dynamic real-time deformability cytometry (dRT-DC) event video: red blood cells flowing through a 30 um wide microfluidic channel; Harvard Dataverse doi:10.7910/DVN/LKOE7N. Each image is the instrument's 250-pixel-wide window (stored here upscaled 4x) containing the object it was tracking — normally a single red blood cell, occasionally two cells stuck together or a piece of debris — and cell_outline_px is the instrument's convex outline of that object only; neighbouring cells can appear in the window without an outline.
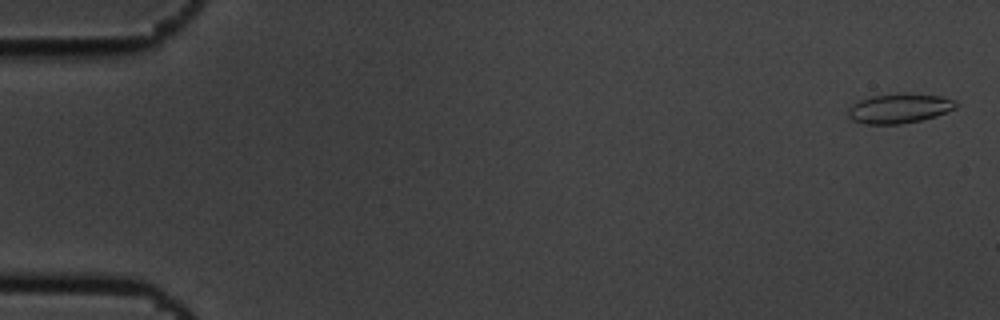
{"species": "common noctule bat (a hibernating species)", "species_latin": "Nyctalus noctula", "temperature_condition": "cold", "stored_images_in_passage": 11, "camera_frame_rate_fps": 3000, "um_per_image_px": 0.085, "animal": {"sex": "male", "body_mass_g": 19.5, "forearm_length_mm": 54.6}, "frame": {"image": 1, "passage_image": 1, "time_ms": 0.0, "image_size_px": [1000, 320], "cell_outline_px": [[960, 104], [956, 108], [936, 116], [920, 120], [900, 124], [864, 124], [852, 120], [848, 116], [848, 108], [852, 104], [860, 100], [872, 96], [904, 92], [940, 96], [956, 100]], "centroid_in_image_um": [76.46, 9.2], "position_along_channel_um": 8.5, "area_um2": 18.84}}
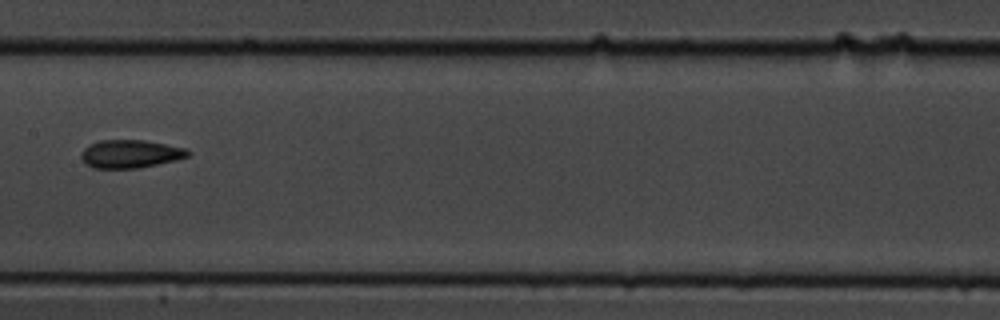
{"frame": {"image": 2, "passage_image": 8, "time_ms": 2.333, "image_size_px": [1000, 320], "cell_outline_px": [[192, 152], [188, 156], [176, 160], [136, 168], [92, 168], [80, 156], [80, 152], [88, 144], [100, 140], [144, 140], [188, 148]], "centroid_in_image_um": [11.09, 13.06], "position_along_channel_um": 196.3, "area_um2": 17.51}}
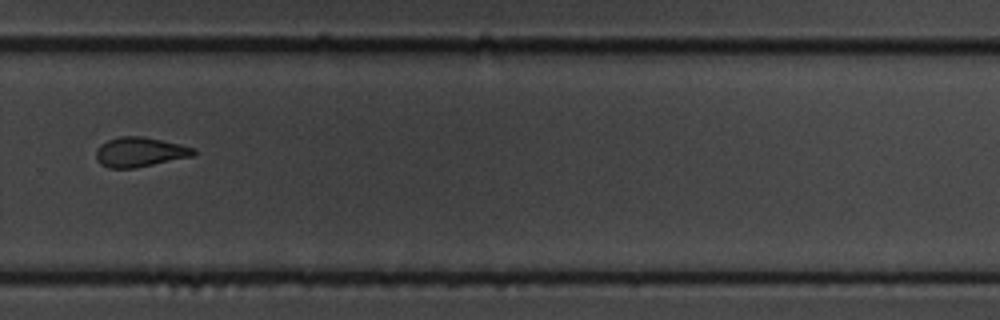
{"frame": {"image": 3, "passage_image": 11, "time_ms": 3.333, "image_size_px": [1000, 320], "cell_outline_px": [[196, 152], [192, 156], [132, 168], [108, 168], [100, 164], [96, 160], [96, 148], [100, 144], [108, 140], [120, 136], [144, 136], [180, 144], [196, 148]], "centroid_in_image_um": [11.85, 12.91], "position_along_channel_um": 318.0, "area_um2": 16.82}}